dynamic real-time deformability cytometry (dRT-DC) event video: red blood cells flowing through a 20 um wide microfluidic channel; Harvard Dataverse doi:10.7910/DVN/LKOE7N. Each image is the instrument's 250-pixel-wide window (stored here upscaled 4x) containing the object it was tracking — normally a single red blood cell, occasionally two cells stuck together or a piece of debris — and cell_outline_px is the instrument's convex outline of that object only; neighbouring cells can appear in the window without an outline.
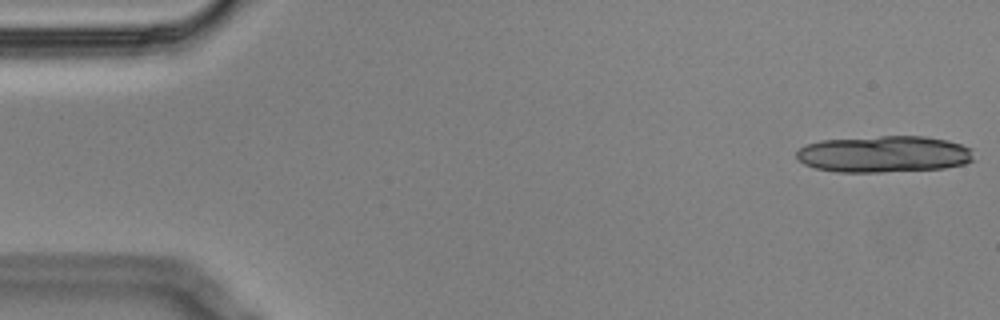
{"species": "Egyptian fruit bat (a non-hibernating species)", "species_latin": "Rousettus aegyptiacus", "temperature_condition": "cold", "stored_images_in_passage": 19, "camera_frame_rate_fps": 3000, "um_per_image_px": 0.085, "animal": {"sex": "male"}, "frame": {"image": 1, "passage_image": 1, "time_ms": 0.0, "image_size_px": [1000, 320], "cell_outline_px": [[976, 160], [964, 164], [944, 168], [880, 172], [836, 172], [816, 168], [804, 164], [796, 156], [796, 152], [800, 148], [808, 144], [820, 140], [880, 136], [924, 136], [948, 140], [972, 148]], "centroid_in_image_um": [75.18, 13.1], "position_along_channel_um": 9.8, "area_um2": 38.03}}